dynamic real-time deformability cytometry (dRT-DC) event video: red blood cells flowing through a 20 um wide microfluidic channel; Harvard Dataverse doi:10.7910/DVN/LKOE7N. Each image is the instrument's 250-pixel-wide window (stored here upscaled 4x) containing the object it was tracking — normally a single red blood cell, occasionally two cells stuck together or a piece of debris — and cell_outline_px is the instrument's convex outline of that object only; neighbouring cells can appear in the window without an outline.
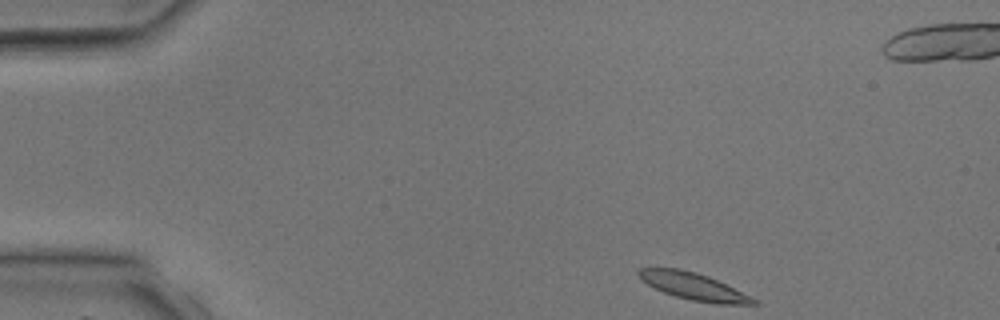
{"species": "common noctule bat (a hibernating species)", "species_latin": "Nyctalus noctula", "temperature_condition": "room temperature", "stored_images_in_passage": 3, "camera_frame_rate_fps": 3000, "um_per_image_px": 0.085, "animal": {"sex": "male", "body_mass_g": 17.9, "forearm_length_mm": 54.2}, "frame": {"image": 1, "passage_image": 1, "time_ms": 0.0, "image_size_px": [1000, 320], "cell_outline_px": [[760, 304], [716, 304], [692, 300], [676, 296], [664, 292], [648, 284], [636, 272], [640, 268], [680, 268], [696, 272], [708, 276], [756, 300]], "centroid_in_image_um": [58.92, 24.33], "position_along_channel_um": 26.1, "area_um2": 17.51}}